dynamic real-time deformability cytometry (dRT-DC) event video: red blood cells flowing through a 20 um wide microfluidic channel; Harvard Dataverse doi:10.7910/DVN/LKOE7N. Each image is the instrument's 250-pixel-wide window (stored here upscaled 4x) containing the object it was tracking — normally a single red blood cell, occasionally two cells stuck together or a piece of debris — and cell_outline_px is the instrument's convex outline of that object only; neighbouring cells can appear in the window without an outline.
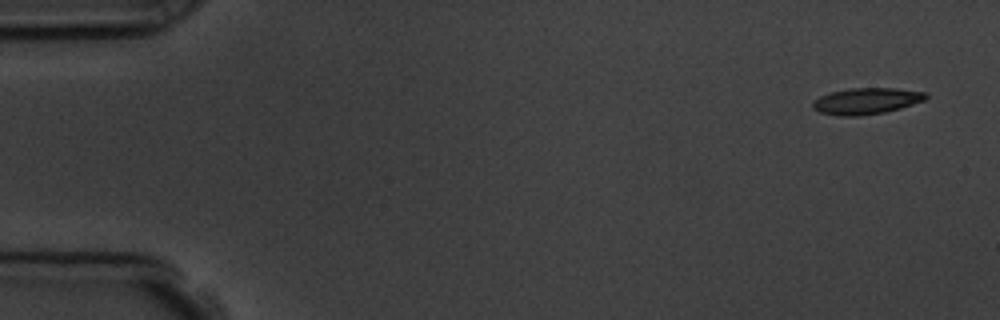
{"species": "common noctule bat (a hibernating species)", "species_latin": "Nyctalus noctula", "temperature_condition": "room temperature", "stored_images_in_passage": 11, "camera_frame_rate_fps": 3000, "um_per_image_px": 0.085, "animal": {"sex": "male", "body_mass_g": 19.5, "forearm_length_mm": 54.6}, "frame": {"image": 1, "passage_image": 1, "time_ms": 0.0, "image_size_px": [1000, 320], "cell_outline_px": [[928, 96], [924, 100], [900, 108], [884, 112], [860, 116], [840, 116], [820, 112], [812, 108], [812, 104], [820, 96], [832, 92], [852, 88], [896, 88], [924, 92]], "centroid_in_image_um": [73.63, 8.59], "position_along_channel_um": 11.4, "area_um2": 17.11}}
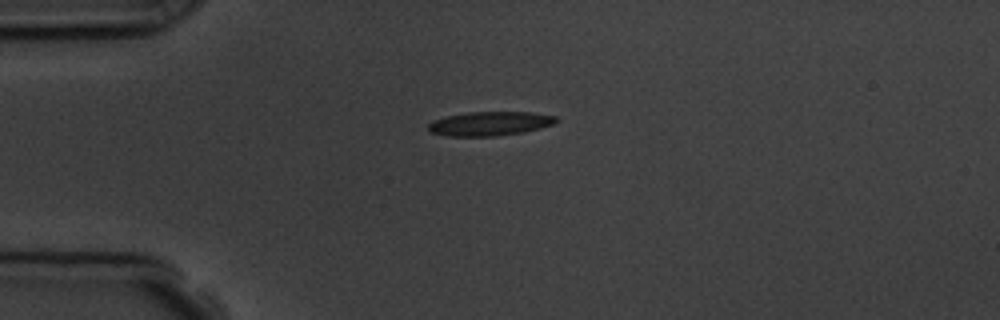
{"frame": {"image": 2, "passage_image": 4, "time_ms": 3.667, "image_size_px": [1000, 320], "cell_outline_px": [[560, 120], [552, 124], [540, 128], [524, 132], [496, 136], [448, 136], [432, 132], [428, 128], [428, 124], [432, 120], [448, 116], [468, 112], [532, 112], [556, 116]], "centroid_in_image_um": [41.66, 10.5], "position_along_channel_um": 43.3, "area_um2": 17.92}}
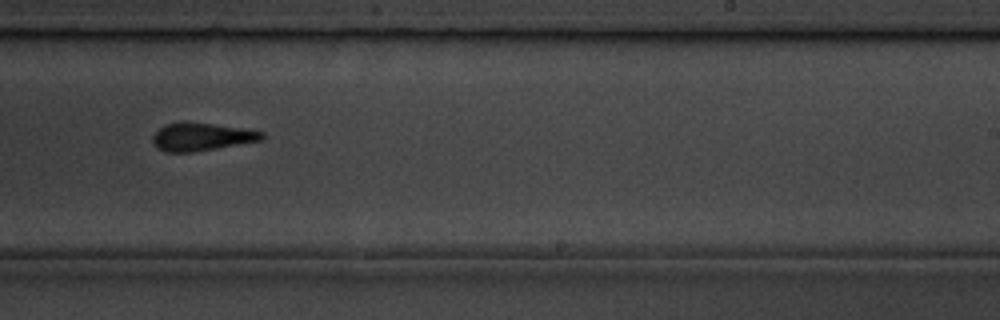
{"frame": {"image": 3, "passage_image": 10, "time_ms": 10.333, "image_size_px": [1000, 320], "cell_outline_px": [[264, 140], [192, 152], [164, 152], [156, 148], [152, 140], [152, 136], [164, 124], [212, 124], [240, 128], [264, 132]], "centroid_in_image_um": [17.13, 11.66], "position_along_channel_um": 271.9, "area_um2": 17.22}}